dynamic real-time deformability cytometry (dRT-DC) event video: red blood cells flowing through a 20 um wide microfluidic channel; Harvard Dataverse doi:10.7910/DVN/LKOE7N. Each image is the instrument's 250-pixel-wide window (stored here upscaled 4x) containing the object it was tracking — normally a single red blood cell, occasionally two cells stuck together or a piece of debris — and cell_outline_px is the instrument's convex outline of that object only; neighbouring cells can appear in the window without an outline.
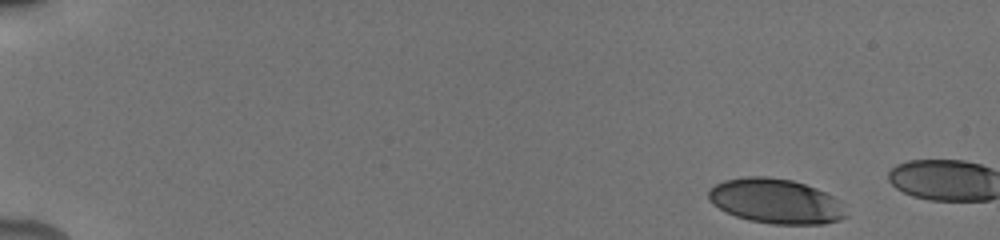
{"species": "human", "species_latin": "Homo sapiens", "temperature_condition": "cold", "stored_images_in_passage": 5, "camera_frame_rate_fps": 3000, "um_per_image_px": 0.085, "donor": {"sex": "male"}, "frame": {"image": 1, "passage_image": 1, "time_ms": 0.0, "image_size_px": [1000, 240], "cell_outline_px": [[848, 216], [840, 220], [824, 224], [772, 224], [748, 220], [736, 216], [712, 204], [708, 200], [708, 192], [716, 184], [724, 180], [744, 176], [768, 176], [792, 180], [816, 188], [840, 200]], "centroid_in_image_um": [65.95, 17.1], "position_along_channel_um": 19.0, "area_um2": 36.01}}